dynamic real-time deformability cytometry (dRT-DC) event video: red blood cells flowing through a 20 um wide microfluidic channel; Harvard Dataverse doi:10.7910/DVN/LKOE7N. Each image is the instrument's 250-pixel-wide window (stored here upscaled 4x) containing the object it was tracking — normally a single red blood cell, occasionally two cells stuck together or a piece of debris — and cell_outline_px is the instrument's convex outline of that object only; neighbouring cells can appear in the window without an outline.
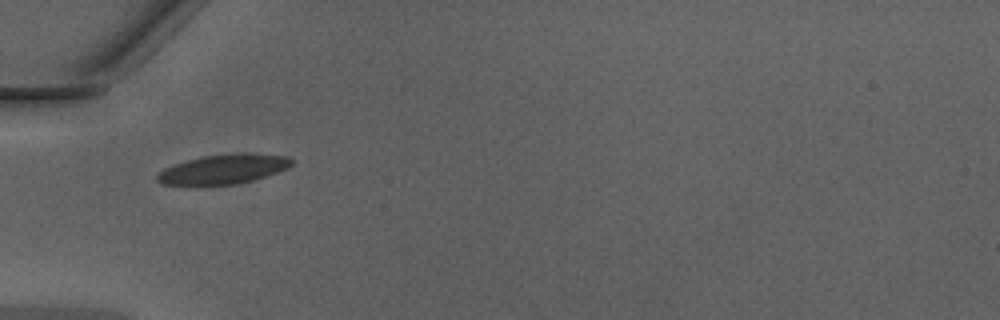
{"species": "Egyptian fruit bat (a non-hibernating species)", "species_latin": "Rousettus aegyptiacus", "temperature_condition": "warm", "stored_images_in_passage": 33, "camera_frame_rate_fps": 3000, "um_per_image_px": 0.085, "animal": {"sex": "male"}, "frame": {"image": 1, "passage_image": 1, "time_ms": 0.0, "image_size_px": [1000, 320], "cell_outline_px": [[292, 164], [288, 168], [252, 180], [236, 184], [164, 184], [156, 180], [156, 176], [164, 168], [188, 160], [204, 156], [248, 152], [288, 156], [292, 160]], "centroid_in_image_um": [19.03, 14.36], "position_along_channel_um": 66.0, "area_um2": 22.66}}
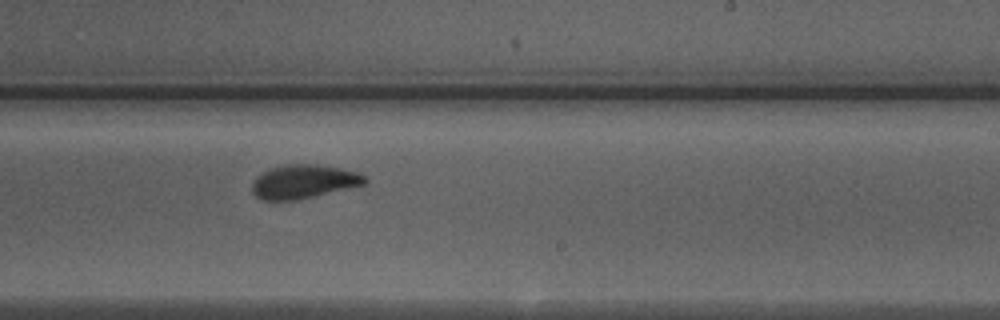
{"frame": {"image": 2, "passage_image": 15, "time_ms": 4.667, "image_size_px": [1000, 320], "cell_outline_px": [[368, 184], [296, 200], [260, 200], [252, 192], [252, 184], [256, 176], [260, 172], [272, 168], [288, 164], [316, 164], [340, 168], [360, 172], [368, 180]], "centroid_in_image_um": [25.83, 15.43], "position_along_channel_um": 263.2, "area_um2": 22.37}}
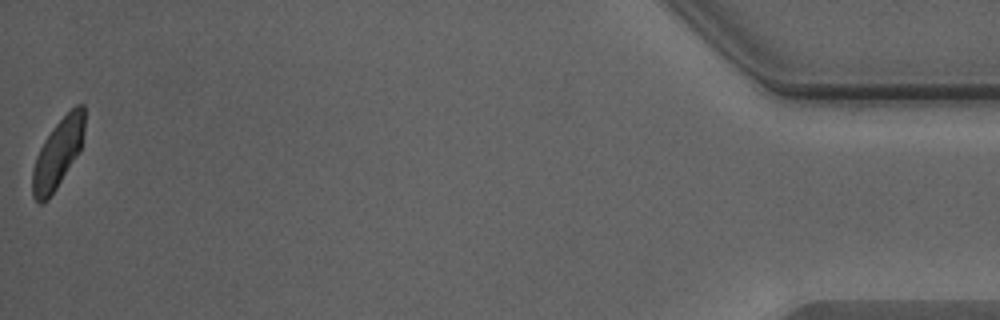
{"frame": {"image": 3, "passage_image": 33, "time_ms": 10.667, "image_size_px": [1000, 320], "cell_outline_px": [[84, 128], [80, 148], [56, 188], [48, 200], [40, 204], [32, 196], [32, 168], [36, 156], [44, 140], [56, 124], [76, 104], [84, 104]], "centroid_in_image_um": [4.88, 13.06], "position_along_channel_um": 430.3, "area_um2": 20.4}, "authors_computed_cell_mechanics": {"area_um2": 22.542, "velocity_mm_per_s": 4.2821, "shape_relaxation_time_tau1_ms": 3.3962, "shape_relaxation_time_tau2_ms": 0.743, "deformation_change_tau1": 0.1363, "deformation_change_tau2": 0.0845}}